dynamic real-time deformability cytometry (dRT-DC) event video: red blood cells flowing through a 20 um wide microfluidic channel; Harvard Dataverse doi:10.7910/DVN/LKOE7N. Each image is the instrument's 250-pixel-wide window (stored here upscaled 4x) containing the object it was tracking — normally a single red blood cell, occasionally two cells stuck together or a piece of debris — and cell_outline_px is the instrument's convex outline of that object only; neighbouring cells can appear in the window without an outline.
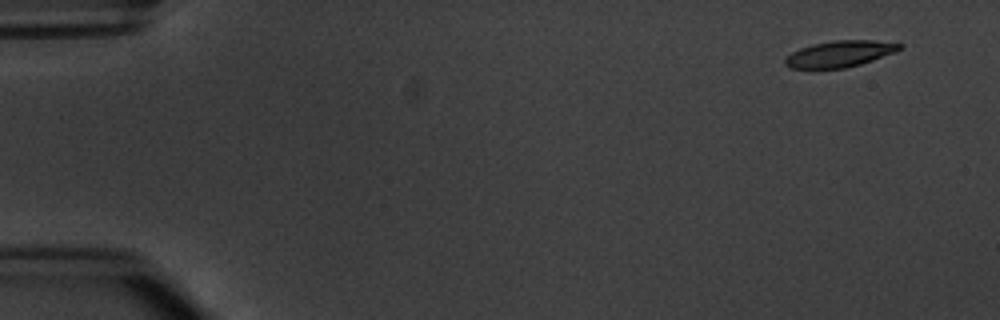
{"species": "common noctule bat (a hibernating species)", "species_latin": "Nyctalus noctula", "temperature_condition": "warm", "stored_images_in_passage": 3, "segment_of_instrument_passage": [2, 2], "camera_frame_rate_fps": 3000, "um_per_image_px": 0.085, "animal": {"sex": "male", "body_mass_g": 20.1, "forearm_length_mm": 53.5}, "frame": {"image": 1, "passage_image": 3, "time_ms": 3.0, "image_size_px": [1000, 320], "cell_outline_px": [[904, 48], [896, 52], [860, 64], [844, 68], [788, 68], [784, 64], [784, 60], [792, 52], [800, 48], [812, 44], [836, 40], [872, 40], [904, 44]], "centroid_in_image_um": [71.4, 4.57], "position_along_channel_um": 13.6, "area_um2": 17.51}}